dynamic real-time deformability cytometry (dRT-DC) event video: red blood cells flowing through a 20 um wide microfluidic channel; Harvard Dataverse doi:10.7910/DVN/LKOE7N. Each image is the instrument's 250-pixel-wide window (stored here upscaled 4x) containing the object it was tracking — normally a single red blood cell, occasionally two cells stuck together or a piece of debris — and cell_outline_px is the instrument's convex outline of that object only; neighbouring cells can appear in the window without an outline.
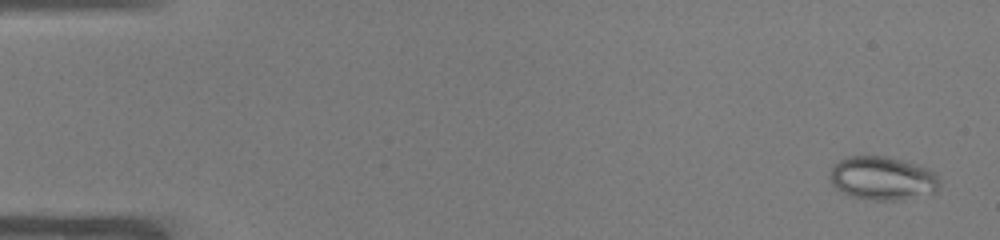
{"species": "common noctule bat (a hibernating species)", "species_latin": "Nyctalus noctula", "temperature_condition": "warm", "stored_images_in_passage": 52, "camera_frame_rate_fps": 3000, "um_per_image_px": 0.085, "animal": {"sex": "male", "body_mass_g": 19.0, "forearm_length_mm": 50.8}, "frame": {"image": 1, "passage_image": 2, "time_ms": 0.333, "image_size_px": [1000, 240], "cell_outline_px": [[940, 184], [936, 192], [896, 200], [876, 200], [852, 196], [840, 192], [832, 184], [832, 164], [848, 156], [884, 156], [916, 164], [928, 168], [936, 172], [940, 180]], "centroid_in_image_um": [75.03, 15.14], "position_along_channel_um": 10.0, "area_um2": 27.63}}
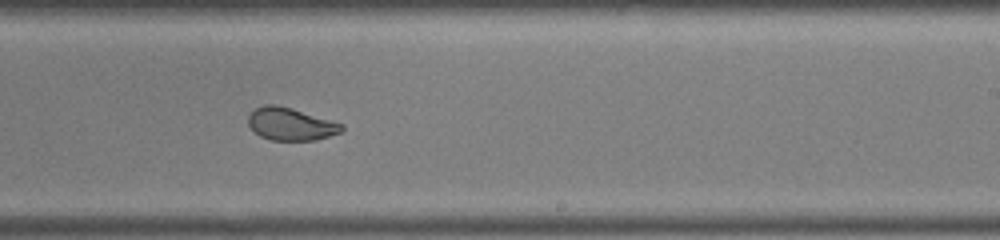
{"frame": {"image": 2, "passage_image": 32, "time_ms": 10.333, "image_size_px": [1000, 240], "cell_outline_px": [[344, 128], [340, 132], [316, 140], [272, 140], [260, 136], [248, 124], [248, 116], [256, 108], [264, 104], [276, 104], [292, 108], [332, 120], [344, 124]], "centroid_in_image_um": [24.72, 10.53], "position_along_channel_um": 264.3, "area_um2": 17.69}}
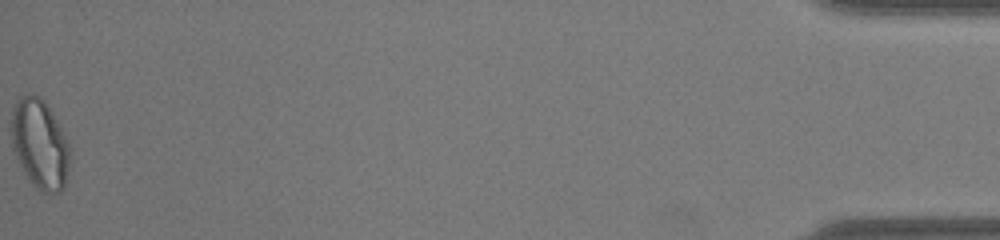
{"frame": {"image": 3, "passage_image": 52, "time_ms": 17.0, "image_size_px": [1000, 240], "cell_outline_px": [[68, 164], [64, 184], [60, 192], [44, 192], [24, 172], [12, 148], [12, 108], [16, 100], [20, 96], [32, 92], [40, 96], [44, 100], [68, 140]], "centroid_in_image_um": [3.36, 12.15], "position_along_channel_um": 431.8, "area_um2": 29.77}, "authors_computed_cell_mechanics": {"area_um2": 23.5535, "velocity_mm_per_s": 3.9376, "shape_relaxation_time_tau1_ms": null, "shape_relaxation_time_tau2_ms": 0.9572, "deformation_change_tau1": null, "deformation_change_tau2": 0.0643}}